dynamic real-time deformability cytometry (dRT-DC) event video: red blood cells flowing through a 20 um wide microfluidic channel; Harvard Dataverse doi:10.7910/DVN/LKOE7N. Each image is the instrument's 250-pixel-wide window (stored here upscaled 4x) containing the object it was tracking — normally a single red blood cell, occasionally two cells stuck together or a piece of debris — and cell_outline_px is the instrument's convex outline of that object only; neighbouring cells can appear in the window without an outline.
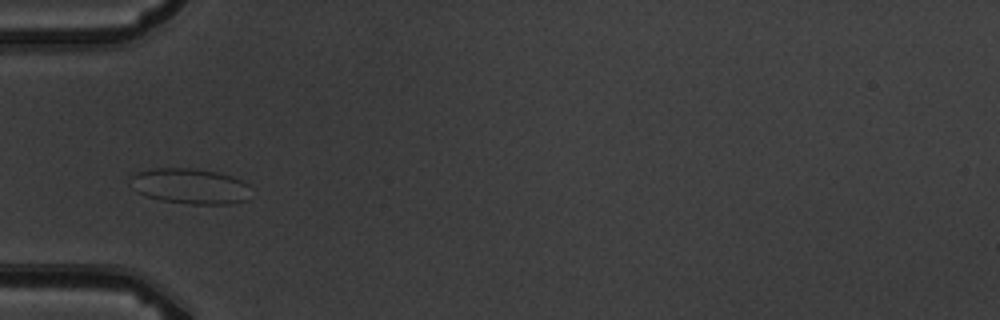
{"species": "common noctule bat (a hibernating species)", "species_latin": "Nyctalus noctula", "temperature_condition": "warm", "stored_images_in_passage": 3, "camera_frame_rate_fps": 3000, "um_per_image_px": 0.085, "animal": {"sex": "male", "body_mass_g": 19.5, "forearm_length_mm": 54.6}, "frame": {"image": 1, "passage_image": 1, "time_ms": 0.0, "image_size_px": [1000, 320], "cell_outline_px": [[248, 200], [228, 204], [188, 204], [160, 200], [136, 192], [132, 188], [128, 180], [128, 176], [136, 172], [152, 168], [196, 168], [216, 172], [232, 176], [248, 184]], "centroid_in_image_um": [16.09, 15.81], "position_along_channel_um": 68.9, "area_um2": 25.2}}
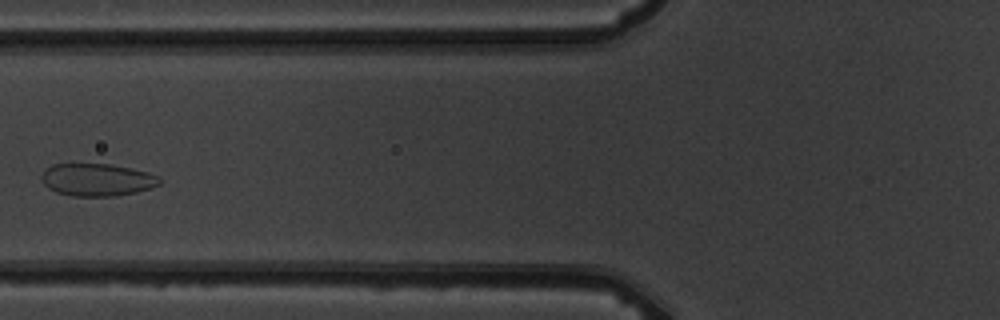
{"frame": {"image": 2, "passage_image": 2, "time_ms": 1.333, "image_size_px": [1000, 320], "cell_outline_px": [[160, 184], [136, 192], [116, 196], [72, 196], [56, 192], [48, 188], [40, 180], [40, 176], [52, 164], [112, 164], [148, 172], [160, 176]], "centroid_in_image_um": [8.24, 15.28], "position_along_channel_um": 117.6, "area_um2": 22.37}}